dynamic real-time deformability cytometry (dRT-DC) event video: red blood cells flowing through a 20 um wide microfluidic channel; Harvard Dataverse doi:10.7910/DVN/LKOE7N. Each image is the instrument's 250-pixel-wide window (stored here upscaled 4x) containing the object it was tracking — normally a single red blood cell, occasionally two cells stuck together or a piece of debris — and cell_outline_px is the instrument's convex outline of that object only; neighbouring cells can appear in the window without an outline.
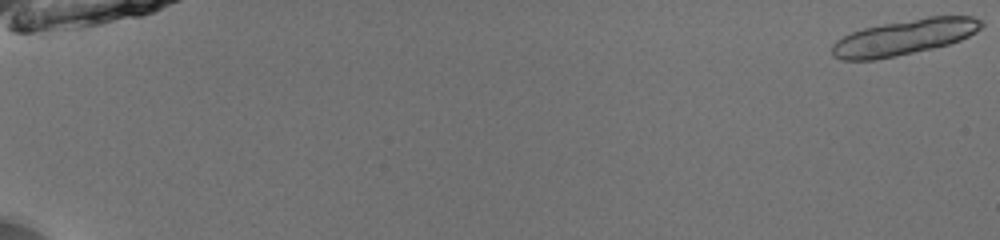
{"species": "common noctule bat (a hibernating species)", "species_latin": "Nyctalus noctula", "temperature_condition": "room temperature", "stored_images_in_passage": 10, "camera_frame_rate_fps": 3000, "um_per_image_px": 0.085, "animal": {"sex": "male", "body_mass_g": 13.0, "forearm_length_mm": 53.1}, "frame": {"image": 1, "passage_image": 1, "time_ms": 0.0, "image_size_px": [1000, 240], "cell_outline_px": [[984, 24], [976, 32], [960, 40], [948, 44], [932, 48], [896, 56], [876, 60], [840, 60], [832, 56], [832, 44], [836, 40], [852, 32], [864, 28], [884, 24], [928, 16], [972, 16], [984, 20]], "centroid_in_image_um": [76.86, 3.17], "position_along_channel_um": 8.1, "area_um2": 30.87}}